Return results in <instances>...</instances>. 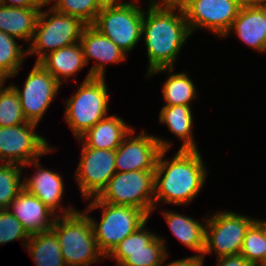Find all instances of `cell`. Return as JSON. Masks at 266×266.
I'll return each mask as SVG.
<instances>
[{"mask_svg":"<svg viewBox=\"0 0 266 266\" xmlns=\"http://www.w3.org/2000/svg\"><path fill=\"white\" fill-rule=\"evenodd\" d=\"M7 77L5 75H3L2 73H0V90L3 88V86H5V82H6Z\"/></svg>","mask_w":266,"mask_h":266,"instance_id":"f35d334b","label":"cell"},{"mask_svg":"<svg viewBox=\"0 0 266 266\" xmlns=\"http://www.w3.org/2000/svg\"><path fill=\"white\" fill-rule=\"evenodd\" d=\"M35 165L37 171L31 176L32 178H25L23 180L24 188L31 194L39 198L50 210L56 213L58 207L60 211L62 209L61 215H68L76 211V209L69 206L62 207V196L64 193V181L59 173H55L48 169H43L38 160L31 161L27 164ZM64 210V211H63ZM64 212V213H63Z\"/></svg>","mask_w":266,"mask_h":266,"instance_id":"ac0fdd59","label":"cell"},{"mask_svg":"<svg viewBox=\"0 0 266 266\" xmlns=\"http://www.w3.org/2000/svg\"><path fill=\"white\" fill-rule=\"evenodd\" d=\"M217 266H251L252 264L246 260L241 254L224 256L217 258Z\"/></svg>","mask_w":266,"mask_h":266,"instance_id":"d6a6232c","label":"cell"},{"mask_svg":"<svg viewBox=\"0 0 266 266\" xmlns=\"http://www.w3.org/2000/svg\"><path fill=\"white\" fill-rule=\"evenodd\" d=\"M150 3H169L171 0H148Z\"/></svg>","mask_w":266,"mask_h":266,"instance_id":"ab89813d","label":"cell"},{"mask_svg":"<svg viewBox=\"0 0 266 266\" xmlns=\"http://www.w3.org/2000/svg\"><path fill=\"white\" fill-rule=\"evenodd\" d=\"M11 86L18 94L26 120L39 124L61 84L36 62L26 78L23 90L14 84Z\"/></svg>","mask_w":266,"mask_h":266,"instance_id":"4fadbf2b","label":"cell"},{"mask_svg":"<svg viewBox=\"0 0 266 266\" xmlns=\"http://www.w3.org/2000/svg\"><path fill=\"white\" fill-rule=\"evenodd\" d=\"M8 209L23 225L29 236L51 230L59 215L25 188L19 192Z\"/></svg>","mask_w":266,"mask_h":266,"instance_id":"e0dca14e","label":"cell"},{"mask_svg":"<svg viewBox=\"0 0 266 266\" xmlns=\"http://www.w3.org/2000/svg\"><path fill=\"white\" fill-rule=\"evenodd\" d=\"M134 0L103 7L92 26L110 38L126 54L142 39L144 10Z\"/></svg>","mask_w":266,"mask_h":266,"instance_id":"ba28073f","label":"cell"},{"mask_svg":"<svg viewBox=\"0 0 266 266\" xmlns=\"http://www.w3.org/2000/svg\"><path fill=\"white\" fill-rule=\"evenodd\" d=\"M51 230L56 234L67 266H90L105 257L98 248L88 213L76 210L58 215Z\"/></svg>","mask_w":266,"mask_h":266,"instance_id":"3957f363","label":"cell"},{"mask_svg":"<svg viewBox=\"0 0 266 266\" xmlns=\"http://www.w3.org/2000/svg\"><path fill=\"white\" fill-rule=\"evenodd\" d=\"M240 254L251 264L266 263V221L257 219L249 227Z\"/></svg>","mask_w":266,"mask_h":266,"instance_id":"4316f807","label":"cell"},{"mask_svg":"<svg viewBox=\"0 0 266 266\" xmlns=\"http://www.w3.org/2000/svg\"><path fill=\"white\" fill-rule=\"evenodd\" d=\"M163 216L174 236L185 246L199 252L197 255L202 257L205 248L206 225L192 217L173 211H163Z\"/></svg>","mask_w":266,"mask_h":266,"instance_id":"603a6c76","label":"cell"},{"mask_svg":"<svg viewBox=\"0 0 266 266\" xmlns=\"http://www.w3.org/2000/svg\"><path fill=\"white\" fill-rule=\"evenodd\" d=\"M182 9L191 33L202 27L224 37L241 8L231 0H190Z\"/></svg>","mask_w":266,"mask_h":266,"instance_id":"9a60e30c","label":"cell"},{"mask_svg":"<svg viewBox=\"0 0 266 266\" xmlns=\"http://www.w3.org/2000/svg\"><path fill=\"white\" fill-rule=\"evenodd\" d=\"M25 248L36 266H67L59 241L52 230L31 235Z\"/></svg>","mask_w":266,"mask_h":266,"instance_id":"d4e9b609","label":"cell"},{"mask_svg":"<svg viewBox=\"0 0 266 266\" xmlns=\"http://www.w3.org/2000/svg\"><path fill=\"white\" fill-rule=\"evenodd\" d=\"M190 0H171L168 4L182 8Z\"/></svg>","mask_w":266,"mask_h":266,"instance_id":"74e56055","label":"cell"},{"mask_svg":"<svg viewBox=\"0 0 266 266\" xmlns=\"http://www.w3.org/2000/svg\"><path fill=\"white\" fill-rule=\"evenodd\" d=\"M37 125V123L27 122L0 127V161L25 167L31 161L53 152L54 148L47 140L36 134Z\"/></svg>","mask_w":266,"mask_h":266,"instance_id":"30bf717a","label":"cell"},{"mask_svg":"<svg viewBox=\"0 0 266 266\" xmlns=\"http://www.w3.org/2000/svg\"><path fill=\"white\" fill-rule=\"evenodd\" d=\"M190 106L187 105H164L160 111L159 121L166 124L182 142L179 149L197 150L195 139L193 138V117Z\"/></svg>","mask_w":266,"mask_h":266,"instance_id":"cb8c5ba5","label":"cell"},{"mask_svg":"<svg viewBox=\"0 0 266 266\" xmlns=\"http://www.w3.org/2000/svg\"><path fill=\"white\" fill-rule=\"evenodd\" d=\"M231 1H233L240 8L253 7L262 3V0H231Z\"/></svg>","mask_w":266,"mask_h":266,"instance_id":"d590c367","label":"cell"},{"mask_svg":"<svg viewBox=\"0 0 266 266\" xmlns=\"http://www.w3.org/2000/svg\"><path fill=\"white\" fill-rule=\"evenodd\" d=\"M115 150L95 149L82 146L80 163L75 180L84 199L97 197L109 179L117 172Z\"/></svg>","mask_w":266,"mask_h":266,"instance_id":"5bb4252c","label":"cell"},{"mask_svg":"<svg viewBox=\"0 0 266 266\" xmlns=\"http://www.w3.org/2000/svg\"><path fill=\"white\" fill-rule=\"evenodd\" d=\"M174 68H159L151 71L148 74L149 76H153V74L168 72L169 78L165 81L163 86V96L165 105H187L191 106V101L196 98L197 92L195 89V85L190 77H188L187 73L179 72L172 74Z\"/></svg>","mask_w":266,"mask_h":266,"instance_id":"484cf974","label":"cell"},{"mask_svg":"<svg viewBox=\"0 0 266 266\" xmlns=\"http://www.w3.org/2000/svg\"><path fill=\"white\" fill-rule=\"evenodd\" d=\"M262 4L266 7V0H262Z\"/></svg>","mask_w":266,"mask_h":266,"instance_id":"b9f144b4","label":"cell"},{"mask_svg":"<svg viewBox=\"0 0 266 266\" xmlns=\"http://www.w3.org/2000/svg\"><path fill=\"white\" fill-rule=\"evenodd\" d=\"M133 129L122 118L110 115L88 129L77 140L82 141V146L95 149L116 150L123 139Z\"/></svg>","mask_w":266,"mask_h":266,"instance_id":"ffe728a7","label":"cell"},{"mask_svg":"<svg viewBox=\"0 0 266 266\" xmlns=\"http://www.w3.org/2000/svg\"><path fill=\"white\" fill-rule=\"evenodd\" d=\"M79 42L83 50L86 65L91 59H95L97 62L89 71L93 77H105L106 64L120 63L126 60L128 55L110 38L100 33L92 25L84 27Z\"/></svg>","mask_w":266,"mask_h":266,"instance_id":"2e32d148","label":"cell"},{"mask_svg":"<svg viewBox=\"0 0 266 266\" xmlns=\"http://www.w3.org/2000/svg\"><path fill=\"white\" fill-rule=\"evenodd\" d=\"M23 168L22 165L14 163L0 165V209H8L11 202L24 188L21 179Z\"/></svg>","mask_w":266,"mask_h":266,"instance_id":"f1b7e54d","label":"cell"},{"mask_svg":"<svg viewBox=\"0 0 266 266\" xmlns=\"http://www.w3.org/2000/svg\"><path fill=\"white\" fill-rule=\"evenodd\" d=\"M39 63L60 84L63 83L62 78L64 80L70 76H75L80 69L86 66L80 42L48 53Z\"/></svg>","mask_w":266,"mask_h":266,"instance_id":"7402d4cb","label":"cell"},{"mask_svg":"<svg viewBox=\"0 0 266 266\" xmlns=\"http://www.w3.org/2000/svg\"><path fill=\"white\" fill-rule=\"evenodd\" d=\"M161 150L155 169L154 203L189 204L202 190L206 167L197 150L179 149L172 160ZM169 160V161H168Z\"/></svg>","mask_w":266,"mask_h":266,"instance_id":"7a4b0ae2","label":"cell"},{"mask_svg":"<svg viewBox=\"0 0 266 266\" xmlns=\"http://www.w3.org/2000/svg\"><path fill=\"white\" fill-rule=\"evenodd\" d=\"M243 43L256 51L266 53V7L261 3L253 7L241 8L233 21L230 31Z\"/></svg>","mask_w":266,"mask_h":266,"instance_id":"d6986e66","label":"cell"},{"mask_svg":"<svg viewBox=\"0 0 266 266\" xmlns=\"http://www.w3.org/2000/svg\"><path fill=\"white\" fill-rule=\"evenodd\" d=\"M85 26L80 19L59 13L52 7L47 11L41 9L27 55L37 54L36 62H39L50 52L76 44Z\"/></svg>","mask_w":266,"mask_h":266,"instance_id":"8992f818","label":"cell"},{"mask_svg":"<svg viewBox=\"0 0 266 266\" xmlns=\"http://www.w3.org/2000/svg\"><path fill=\"white\" fill-rule=\"evenodd\" d=\"M148 8L147 12L144 11L142 36L147 50L149 74L159 68H173L191 32L182 8L150 2Z\"/></svg>","mask_w":266,"mask_h":266,"instance_id":"6da1fadb","label":"cell"},{"mask_svg":"<svg viewBox=\"0 0 266 266\" xmlns=\"http://www.w3.org/2000/svg\"><path fill=\"white\" fill-rule=\"evenodd\" d=\"M41 9L0 4V31L18 40L32 41Z\"/></svg>","mask_w":266,"mask_h":266,"instance_id":"44dd1931","label":"cell"},{"mask_svg":"<svg viewBox=\"0 0 266 266\" xmlns=\"http://www.w3.org/2000/svg\"><path fill=\"white\" fill-rule=\"evenodd\" d=\"M107 92L105 77L88 73L76 93L66 101L65 120L77 139L107 117L110 98Z\"/></svg>","mask_w":266,"mask_h":266,"instance_id":"5b68a950","label":"cell"},{"mask_svg":"<svg viewBox=\"0 0 266 266\" xmlns=\"http://www.w3.org/2000/svg\"><path fill=\"white\" fill-rule=\"evenodd\" d=\"M0 4L12 7H45L47 0H0Z\"/></svg>","mask_w":266,"mask_h":266,"instance_id":"836d02e7","label":"cell"},{"mask_svg":"<svg viewBox=\"0 0 266 266\" xmlns=\"http://www.w3.org/2000/svg\"><path fill=\"white\" fill-rule=\"evenodd\" d=\"M251 266H266V263H256L252 264Z\"/></svg>","mask_w":266,"mask_h":266,"instance_id":"60d3db41","label":"cell"},{"mask_svg":"<svg viewBox=\"0 0 266 266\" xmlns=\"http://www.w3.org/2000/svg\"><path fill=\"white\" fill-rule=\"evenodd\" d=\"M134 135V129L123 139L115 150L117 172L155 170L161 150H169L172 143L142 131Z\"/></svg>","mask_w":266,"mask_h":266,"instance_id":"7c38bea8","label":"cell"},{"mask_svg":"<svg viewBox=\"0 0 266 266\" xmlns=\"http://www.w3.org/2000/svg\"><path fill=\"white\" fill-rule=\"evenodd\" d=\"M206 218L203 259L212 251L217 258L240 254L246 232L257 220L227 210Z\"/></svg>","mask_w":266,"mask_h":266,"instance_id":"9c48e42d","label":"cell"},{"mask_svg":"<svg viewBox=\"0 0 266 266\" xmlns=\"http://www.w3.org/2000/svg\"><path fill=\"white\" fill-rule=\"evenodd\" d=\"M155 170L116 172L96 197L113 205L132 206L148 216L155 210Z\"/></svg>","mask_w":266,"mask_h":266,"instance_id":"52a82bcc","label":"cell"},{"mask_svg":"<svg viewBox=\"0 0 266 266\" xmlns=\"http://www.w3.org/2000/svg\"><path fill=\"white\" fill-rule=\"evenodd\" d=\"M87 206L85 213L99 208L102 211L100 223L89 216L99 250L106 256L125 237L143 225L149 216L141 209L132 206L113 205L99 201L96 197Z\"/></svg>","mask_w":266,"mask_h":266,"instance_id":"277c9868","label":"cell"},{"mask_svg":"<svg viewBox=\"0 0 266 266\" xmlns=\"http://www.w3.org/2000/svg\"><path fill=\"white\" fill-rule=\"evenodd\" d=\"M204 261L205 260L202 257L196 254L191 257H185L184 259H179V260H176L169 264H164V265L165 266H203Z\"/></svg>","mask_w":266,"mask_h":266,"instance_id":"e575fe53","label":"cell"},{"mask_svg":"<svg viewBox=\"0 0 266 266\" xmlns=\"http://www.w3.org/2000/svg\"><path fill=\"white\" fill-rule=\"evenodd\" d=\"M96 1L101 8L110 7V6H117V5H121V4L125 3V2H121L120 0H96Z\"/></svg>","mask_w":266,"mask_h":266,"instance_id":"8d00e7d4","label":"cell"},{"mask_svg":"<svg viewBox=\"0 0 266 266\" xmlns=\"http://www.w3.org/2000/svg\"><path fill=\"white\" fill-rule=\"evenodd\" d=\"M16 39L0 31V73L7 78L18 75L19 68L27 56V50L24 51Z\"/></svg>","mask_w":266,"mask_h":266,"instance_id":"83f0119b","label":"cell"},{"mask_svg":"<svg viewBox=\"0 0 266 266\" xmlns=\"http://www.w3.org/2000/svg\"><path fill=\"white\" fill-rule=\"evenodd\" d=\"M54 0H47V3ZM55 11L80 19L86 25H92L101 11L96 0H55L51 6Z\"/></svg>","mask_w":266,"mask_h":266,"instance_id":"f546056e","label":"cell"},{"mask_svg":"<svg viewBox=\"0 0 266 266\" xmlns=\"http://www.w3.org/2000/svg\"><path fill=\"white\" fill-rule=\"evenodd\" d=\"M15 89L9 85L0 90V127L27 123Z\"/></svg>","mask_w":266,"mask_h":266,"instance_id":"4dcf8cb0","label":"cell"},{"mask_svg":"<svg viewBox=\"0 0 266 266\" xmlns=\"http://www.w3.org/2000/svg\"><path fill=\"white\" fill-rule=\"evenodd\" d=\"M146 223L125 237L106 257L116 260V266H161L168 257L165 240L145 230Z\"/></svg>","mask_w":266,"mask_h":266,"instance_id":"8fae6325","label":"cell"},{"mask_svg":"<svg viewBox=\"0 0 266 266\" xmlns=\"http://www.w3.org/2000/svg\"><path fill=\"white\" fill-rule=\"evenodd\" d=\"M29 237L23 225L9 209H0V245L13 242L14 240H22L25 248Z\"/></svg>","mask_w":266,"mask_h":266,"instance_id":"1f68e13d","label":"cell"}]
</instances>
